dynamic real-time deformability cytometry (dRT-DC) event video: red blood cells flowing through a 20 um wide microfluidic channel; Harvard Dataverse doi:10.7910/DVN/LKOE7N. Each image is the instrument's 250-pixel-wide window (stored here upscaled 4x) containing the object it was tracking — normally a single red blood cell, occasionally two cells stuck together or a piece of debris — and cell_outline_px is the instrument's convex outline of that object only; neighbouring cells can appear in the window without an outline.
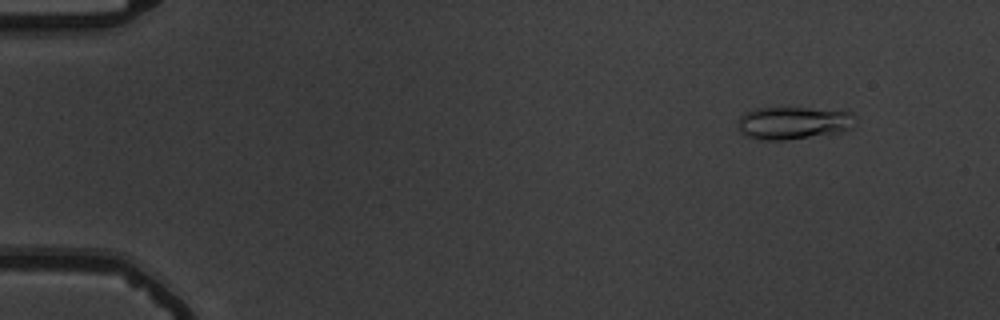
{"species": "common noctule bat (a hibernating species)", "species_latin": "Nyctalus noctula", "temperature_condition": "warm", "stored_images_in_passage": 55, "camera_frame_rate_fps": 3000, "um_per_image_px": 0.085, "animal": {"sex": "male", "body_mass_g": 19.5, "forearm_length_mm": 54.6}, "frame": {"image": 1, "passage_image": 6, "time_ms": 1.667, "image_size_px": [1000, 320], "cell_outline_px": [[856, 116], [852, 128], [840, 132], [784, 140], [764, 140], [748, 136], [740, 132], [740, 116], [756, 108], [848, 108]], "centroid_in_image_um": [67.57, 10.42], "position_along_channel_um": 17.4, "area_um2": 22.54}}
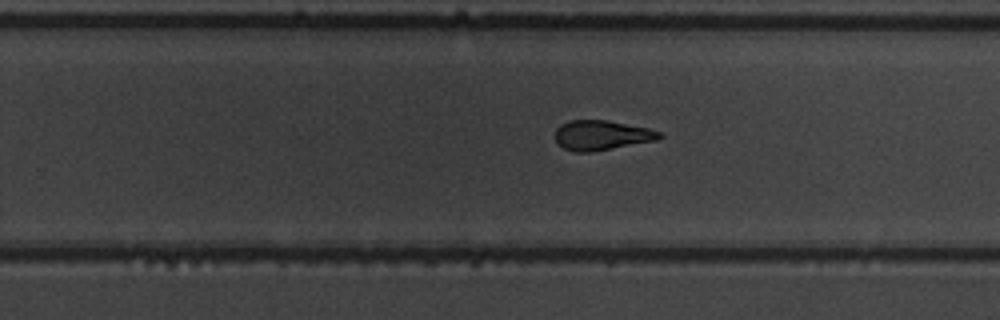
{"frame": {"image": 2, "passage_image": 36, "time_ms": 11.667, "image_size_px": [1000, 320], "cell_outline_px": [[664, 136], [656, 140], [592, 152], [576, 152], [564, 148], [556, 144], [556, 128], [560, 124], [572, 120], [608, 120], [648, 128], [660, 132]], "centroid_in_image_um": [51.12, 11.49], "position_along_channel_um": 278.7, "area_um2": 18.09}}
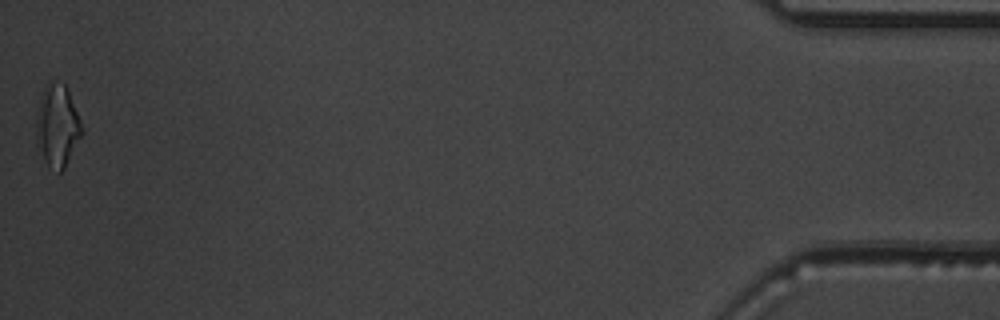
{"frame": {"image": 3, "passage_image": 55, "time_ms": 18.0, "image_size_px": [1000, 320], "cell_outline_px": [[84, 132], [64, 168], [60, 172], [48, 168], [36, 144], [36, 116], [40, 100], [44, 88], [52, 80], [64, 84], [68, 92], [84, 128]], "centroid_in_image_um": [4.87, 10.73], "position_along_channel_um": 430.3, "area_um2": 21.79}, "authors_computed_cell_mechanics": {"area_um2": 19.2474, "velocity_mm_per_s": 3.7749, "shape_relaxation_time_tau1_ms": 4.4774, "shape_relaxation_time_tau2_ms": 2.4823, "deformation_change_tau1": 0.1645, "deformation_change_tau2": 0.1185}}